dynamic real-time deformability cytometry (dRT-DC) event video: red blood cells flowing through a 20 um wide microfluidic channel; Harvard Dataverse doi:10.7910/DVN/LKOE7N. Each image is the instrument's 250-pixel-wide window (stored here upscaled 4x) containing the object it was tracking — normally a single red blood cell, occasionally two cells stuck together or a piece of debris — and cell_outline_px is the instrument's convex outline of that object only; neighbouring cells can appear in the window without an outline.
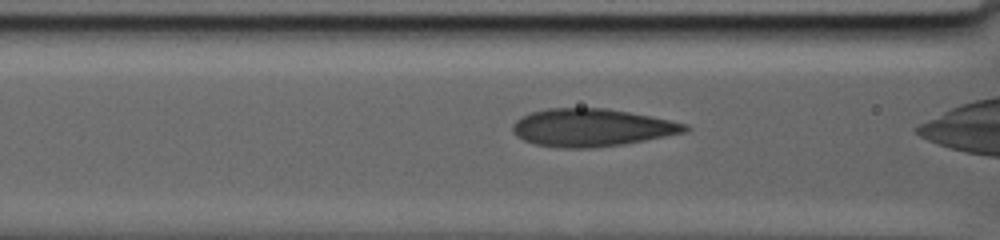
{"species": "human", "species_latin": "Homo sapiens", "temperature_condition": "warm", "stored_images_in_passage": 59, "camera_frame_rate_fps": 3000, "um_per_image_px": 0.085, "donor": {"sex": "male"}, "frame": {"image": 1, "passage_image": 34, "time_ms": 13.333, "image_size_px": [1000, 240], "cell_outline_px": [[692, 128], [684, 132], [624, 144], [592, 148], [560, 148], [536, 144], [524, 140], [516, 136], [512, 132], [512, 124], [520, 116], [532, 112], [548, 108], [608, 108], [652, 116], [688, 124]], "centroid_in_image_um": [50.28, 10.84], "position_along_channel_um": 116.3, "area_um2": 37.97}}
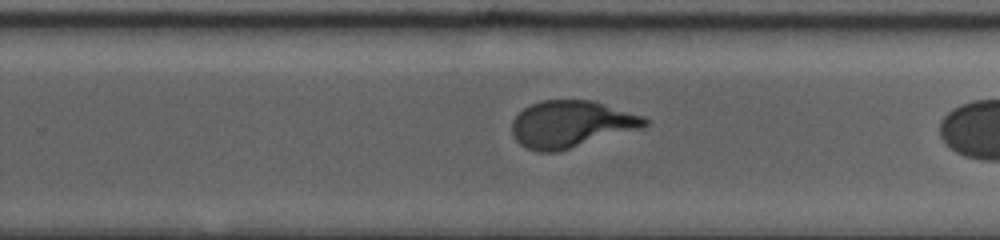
{"frame": {"image": 2, "passage_image": 48, "time_ms": 20.667, "image_size_px": [1000, 240], "cell_outline_px": [[648, 124], [644, 128], [556, 152], [536, 152], [520, 144], [512, 136], [512, 120], [524, 108], [532, 104], [544, 100], [592, 100], [644, 116], [648, 120]], "centroid_in_image_um": [48.56, 10.56], "position_along_channel_um": 281.2, "area_um2": 36.3}}
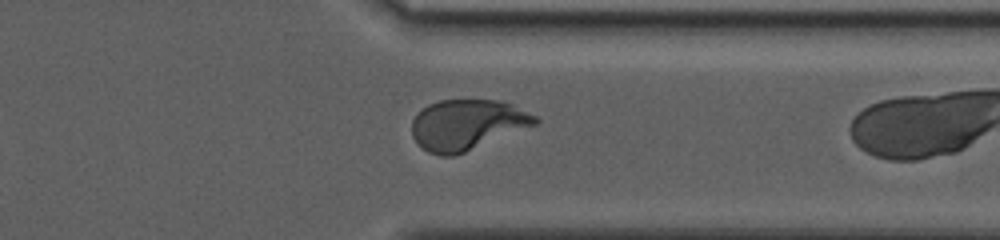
{"frame": {"image": 3, "passage_image": 57, "time_ms": 24.667, "image_size_px": [1000, 240], "cell_outline_px": [[540, 120], [536, 124], [464, 152], [452, 156], [440, 156], [428, 152], [416, 144], [412, 136], [412, 120], [428, 104], [440, 100], [500, 100], [512, 104], [536, 116]], "centroid_in_image_um": [39.67, 10.6], "position_along_channel_um": 371.7, "area_um2": 35.95}}